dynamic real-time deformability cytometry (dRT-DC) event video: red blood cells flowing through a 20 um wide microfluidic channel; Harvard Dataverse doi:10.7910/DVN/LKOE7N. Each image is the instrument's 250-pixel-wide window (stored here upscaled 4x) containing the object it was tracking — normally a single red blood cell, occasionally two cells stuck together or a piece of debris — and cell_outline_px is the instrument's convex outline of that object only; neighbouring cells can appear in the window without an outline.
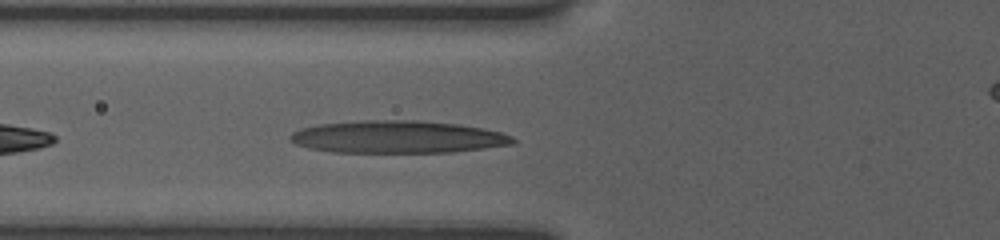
{"species": "human", "species_latin": "Homo sapiens", "temperature_condition": "room temperature", "stored_images_in_passage": 4, "camera_frame_rate_fps": 3000, "um_per_image_px": 0.085, "donor": {"sex": "female"}, "frame": {"image": 1, "passage_image": 4, "time_ms": 1.667, "image_size_px": [1000, 240], "cell_outline_px": [[516, 144], [452, 152], [332, 152], [308, 148], [296, 144], [288, 140], [288, 136], [292, 132], [300, 128], [316, 124], [360, 120], [420, 120], [460, 124], [500, 132], [512, 136], [516, 140]], "centroid_in_image_um": [33.76, 11.63], "position_along_channel_um": 92.0, "area_um2": 42.48}}